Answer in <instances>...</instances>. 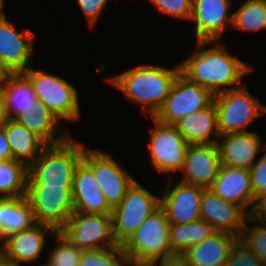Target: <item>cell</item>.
<instances>
[{"mask_svg": "<svg viewBox=\"0 0 266 266\" xmlns=\"http://www.w3.org/2000/svg\"><path fill=\"white\" fill-rule=\"evenodd\" d=\"M215 42L196 41V52L180 63L181 73L185 77L214 95L241 87V79L253 69L228 53L222 44L206 47Z\"/></svg>", "mask_w": 266, "mask_h": 266, "instance_id": "1", "label": "cell"}, {"mask_svg": "<svg viewBox=\"0 0 266 266\" xmlns=\"http://www.w3.org/2000/svg\"><path fill=\"white\" fill-rule=\"evenodd\" d=\"M180 72V64L174 69L143 64L105 80L123 92L127 100L148 111L152 118L168 97Z\"/></svg>", "mask_w": 266, "mask_h": 266, "instance_id": "2", "label": "cell"}, {"mask_svg": "<svg viewBox=\"0 0 266 266\" xmlns=\"http://www.w3.org/2000/svg\"><path fill=\"white\" fill-rule=\"evenodd\" d=\"M85 148L70 137L62 143L47 145L28 166L27 186H72Z\"/></svg>", "mask_w": 266, "mask_h": 266, "instance_id": "3", "label": "cell"}, {"mask_svg": "<svg viewBox=\"0 0 266 266\" xmlns=\"http://www.w3.org/2000/svg\"><path fill=\"white\" fill-rule=\"evenodd\" d=\"M170 223L160 207L122 245L126 261L149 266L176 257L170 245Z\"/></svg>", "mask_w": 266, "mask_h": 266, "instance_id": "4", "label": "cell"}, {"mask_svg": "<svg viewBox=\"0 0 266 266\" xmlns=\"http://www.w3.org/2000/svg\"><path fill=\"white\" fill-rule=\"evenodd\" d=\"M217 126L220 135L246 130L254 120L266 114V105L253 96L246 85L215 94Z\"/></svg>", "mask_w": 266, "mask_h": 266, "instance_id": "5", "label": "cell"}, {"mask_svg": "<svg viewBox=\"0 0 266 266\" xmlns=\"http://www.w3.org/2000/svg\"><path fill=\"white\" fill-rule=\"evenodd\" d=\"M159 208L160 196L149 192L135 180L121 203L112 209V231L116 243L122 246Z\"/></svg>", "mask_w": 266, "mask_h": 266, "instance_id": "6", "label": "cell"}, {"mask_svg": "<svg viewBox=\"0 0 266 266\" xmlns=\"http://www.w3.org/2000/svg\"><path fill=\"white\" fill-rule=\"evenodd\" d=\"M23 74L30 80L37 98L61 121L80 119L78 90L60 76L29 68Z\"/></svg>", "mask_w": 266, "mask_h": 266, "instance_id": "7", "label": "cell"}, {"mask_svg": "<svg viewBox=\"0 0 266 266\" xmlns=\"http://www.w3.org/2000/svg\"><path fill=\"white\" fill-rule=\"evenodd\" d=\"M26 198L38 224L59 232L74 212L72 186H27Z\"/></svg>", "mask_w": 266, "mask_h": 266, "instance_id": "8", "label": "cell"}, {"mask_svg": "<svg viewBox=\"0 0 266 266\" xmlns=\"http://www.w3.org/2000/svg\"><path fill=\"white\" fill-rule=\"evenodd\" d=\"M214 96L210 90L190 81L180 72L168 97L153 118L164 124H173L182 117L209 107Z\"/></svg>", "mask_w": 266, "mask_h": 266, "instance_id": "9", "label": "cell"}, {"mask_svg": "<svg viewBox=\"0 0 266 266\" xmlns=\"http://www.w3.org/2000/svg\"><path fill=\"white\" fill-rule=\"evenodd\" d=\"M71 244L83 250L116 246L111 214L76 212L59 231Z\"/></svg>", "mask_w": 266, "mask_h": 266, "instance_id": "10", "label": "cell"}, {"mask_svg": "<svg viewBox=\"0 0 266 266\" xmlns=\"http://www.w3.org/2000/svg\"><path fill=\"white\" fill-rule=\"evenodd\" d=\"M152 119L154 127L150 128L148 147L154 169L163 174L181 171L189 143L172 124Z\"/></svg>", "mask_w": 266, "mask_h": 266, "instance_id": "11", "label": "cell"}, {"mask_svg": "<svg viewBox=\"0 0 266 266\" xmlns=\"http://www.w3.org/2000/svg\"><path fill=\"white\" fill-rule=\"evenodd\" d=\"M83 161L93 170L99 189L111 209L118 206L136 180L107 152L85 148Z\"/></svg>", "mask_w": 266, "mask_h": 266, "instance_id": "12", "label": "cell"}, {"mask_svg": "<svg viewBox=\"0 0 266 266\" xmlns=\"http://www.w3.org/2000/svg\"><path fill=\"white\" fill-rule=\"evenodd\" d=\"M34 37L32 30L20 32L5 16L0 18V68L4 73H23L30 68Z\"/></svg>", "mask_w": 266, "mask_h": 266, "instance_id": "13", "label": "cell"}, {"mask_svg": "<svg viewBox=\"0 0 266 266\" xmlns=\"http://www.w3.org/2000/svg\"><path fill=\"white\" fill-rule=\"evenodd\" d=\"M169 182L160 197V207L165 211L170 224H185L201 219L200 201L203 193L202 187L186 184L179 181Z\"/></svg>", "mask_w": 266, "mask_h": 266, "instance_id": "14", "label": "cell"}, {"mask_svg": "<svg viewBox=\"0 0 266 266\" xmlns=\"http://www.w3.org/2000/svg\"><path fill=\"white\" fill-rule=\"evenodd\" d=\"M230 2V0H192L189 22H195L197 41L221 40L223 32L233 25Z\"/></svg>", "mask_w": 266, "mask_h": 266, "instance_id": "15", "label": "cell"}, {"mask_svg": "<svg viewBox=\"0 0 266 266\" xmlns=\"http://www.w3.org/2000/svg\"><path fill=\"white\" fill-rule=\"evenodd\" d=\"M201 219L217 232L239 237L249 214L239 205L220 198L212 190L203 189L200 201Z\"/></svg>", "mask_w": 266, "mask_h": 266, "instance_id": "16", "label": "cell"}, {"mask_svg": "<svg viewBox=\"0 0 266 266\" xmlns=\"http://www.w3.org/2000/svg\"><path fill=\"white\" fill-rule=\"evenodd\" d=\"M221 166L217 144H189L181 182L208 189Z\"/></svg>", "mask_w": 266, "mask_h": 266, "instance_id": "17", "label": "cell"}, {"mask_svg": "<svg viewBox=\"0 0 266 266\" xmlns=\"http://www.w3.org/2000/svg\"><path fill=\"white\" fill-rule=\"evenodd\" d=\"M264 144L255 131L220 135L217 147L221 165L249 170L259 159V152L266 150Z\"/></svg>", "mask_w": 266, "mask_h": 266, "instance_id": "18", "label": "cell"}, {"mask_svg": "<svg viewBox=\"0 0 266 266\" xmlns=\"http://www.w3.org/2000/svg\"><path fill=\"white\" fill-rule=\"evenodd\" d=\"M57 231L44 224H34L27 230L14 233L3 240L4 259L17 266L39 259L45 246L46 233Z\"/></svg>", "mask_w": 266, "mask_h": 266, "instance_id": "19", "label": "cell"}, {"mask_svg": "<svg viewBox=\"0 0 266 266\" xmlns=\"http://www.w3.org/2000/svg\"><path fill=\"white\" fill-rule=\"evenodd\" d=\"M209 189L220 198L241 206L250 215L256 199L251 188L249 170L221 165Z\"/></svg>", "mask_w": 266, "mask_h": 266, "instance_id": "20", "label": "cell"}, {"mask_svg": "<svg viewBox=\"0 0 266 266\" xmlns=\"http://www.w3.org/2000/svg\"><path fill=\"white\" fill-rule=\"evenodd\" d=\"M74 211L94 214H111L112 209L99 189L93 170L82 160L72 185Z\"/></svg>", "mask_w": 266, "mask_h": 266, "instance_id": "21", "label": "cell"}, {"mask_svg": "<svg viewBox=\"0 0 266 266\" xmlns=\"http://www.w3.org/2000/svg\"><path fill=\"white\" fill-rule=\"evenodd\" d=\"M38 136L46 145H56L66 141L69 133L64 132L55 138L56 132L61 129L60 121L38 98L34 103L23 109L15 119Z\"/></svg>", "mask_w": 266, "mask_h": 266, "instance_id": "22", "label": "cell"}, {"mask_svg": "<svg viewBox=\"0 0 266 266\" xmlns=\"http://www.w3.org/2000/svg\"><path fill=\"white\" fill-rule=\"evenodd\" d=\"M239 237L224 232H215L210 237L191 246L181 257L189 266H214L228 260Z\"/></svg>", "mask_w": 266, "mask_h": 266, "instance_id": "23", "label": "cell"}, {"mask_svg": "<svg viewBox=\"0 0 266 266\" xmlns=\"http://www.w3.org/2000/svg\"><path fill=\"white\" fill-rule=\"evenodd\" d=\"M172 125L189 144H217V138L220 137L214 103L205 109L178 119ZM212 134L217 138H212Z\"/></svg>", "mask_w": 266, "mask_h": 266, "instance_id": "24", "label": "cell"}, {"mask_svg": "<svg viewBox=\"0 0 266 266\" xmlns=\"http://www.w3.org/2000/svg\"><path fill=\"white\" fill-rule=\"evenodd\" d=\"M0 96L8 119H16L37 98L30 80L23 73H5L0 83Z\"/></svg>", "mask_w": 266, "mask_h": 266, "instance_id": "25", "label": "cell"}, {"mask_svg": "<svg viewBox=\"0 0 266 266\" xmlns=\"http://www.w3.org/2000/svg\"><path fill=\"white\" fill-rule=\"evenodd\" d=\"M13 159L32 164L47 146L38 136L15 119H8L4 126Z\"/></svg>", "mask_w": 266, "mask_h": 266, "instance_id": "26", "label": "cell"}, {"mask_svg": "<svg viewBox=\"0 0 266 266\" xmlns=\"http://www.w3.org/2000/svg\"><path fill=\"white\" fill-rule=\"evenodd\" d=\"M36 224L26 197L0 198V240Z\"/></svg>", "mask_w": 266, "mask_h": 266, "instance_id": "27", "label": "cell"}, {"mask_svg": "<svg viewBox=\"0 0 266 266\" xmlns=\"http://www.w3.org/2000/svg\"><path fill=\"white\" fill-rule=\"evenodd\" d=\"M215 232L213 226L203 219L185 224H170L169 238L173 253L181 256L191 246Z\"/></svg>", "mask_w": 266, "mask_h": 266, "instance_id": "28", "label": "cell"}, {"mask_svg": "<svg viewBox=\"0 0 266 266\" xmlns=\"http://www.w3.org/2000/svg\"><path fill=\"white\" fill-rule=\"evenodd\" d=\"M28 166L14 159L0 162V198L26 197Z\"/></svg>", "mask_w": 266, "mask_h": 266, "instance_id": "29", "label": "cell"}, {"mask_svg": "<svg viewBox=\"0 0 266 266\" xmlns=\"http://www.w3.org/2000/svg\"><path fill=\"white\" fill-rule=\"evenodd\" d=\"M233 12L236 30L256 32L266 29V0H246Z\"/></svg>", "mask_w": 266, "mask_h": 266, "instance_id": "30", "label": "cell"}, {"mask_svg": "<svg viewBox=\"0 0 266 266\" xmlns=\"http://www.w3.org/2000/svg\"><path fill=\"white\" fill-rule=\"evenodd\" d=\"M256 221L260 224L254 225ZM248 223H253V226L249 228ZM239 241L255 253L263 263H266V220L256 219L249 215Z\"/></svg>", "mask_w": 266, "mask_h": 266, "instance_id": "31", "label": "cell"}, {"mask_svg": "<svg viewBox=\"0 0 266 266\" xmlns=\"http://www.w3.org/2000/svg\"><path fill=\"white\" fill-rule=\"evenodd\" d=\"M56 246L43 266H79L83 249L71 244L60 232L55 234Z\"/></svg>", "mask_w": 266, "mask_h": 266, "instance_id": "32", "label": "cell"}, {"mask_svg": "<svg viewBox=\"0 0 266 266\" xmlns=\"http://www.w3.org/2000/svg\"><path fill=\"white\" fill-rule=\"evenodd\" d=\"M126 261L121 245L109 248L83 250L79 266H121Z\"/></svg>", "mask_w": 266, "mask_h": 266, "instance_id": "33", "label": "cell"}, {"mask_svg": "<svg viewBox=\"0 0 266 266\" xmlns=\"http://www.w3.org/2000/svg\"><path fill=\"white\" fill-rule=\"evenodd\" d=\"M155 7L177 19H183L189 21L192 13V0H148Z\"/></svg>", "mask_w": 266, "mask_h": 266, "instance_id": "34", "label": "cell"}, {"mask_svg": "<svg viewBox=\"0 0 266 266\" xmlns=\"http://www.w3.org/2000/svg\"><path fill=\"white\" fill-rule=\"evenodd\" d=\"M226 266H264V263L238 240L230 252Z\"/></svg>", "mask_w": 266, "mask_h": 266, "instance_id": "35", "label": "cell"}, {"mask_svg": "<svg viewBox=\"0 0 266 266\" xmlns=\"http://www.w3.org/2000/svg\"><path fill=\"white\" fill-rule=\"evenodd\" d=\"M251 188L255 199L266 192V150L250 168Z\"/></svg>", "mask_w": 266, "mask_h": 266, "instance_id": "36", "label": "cell"}, {"mask_svg": "<svg viewBox=\"0 0 266 266\" xmlns=\"http://www.w3.org/2000/svg\"><path fill=\"white\" fill-rule=\"evenodd\" d=\"M90 28L95 27L97 20L107 5L108 0H77Z\"/></svg>", "mask_w": 266, "mask_h": 266, "instance_id": "37", "label": "cell"}, {"mask_svg": "<svg viewBox=\"0 0 266 266\" xmlns=\"http://www.w3.org/2000/svg\"><path fill=\"white\" fill-rule=\"evenodd\" d=\"M250 216L256 219L266 220V192L256 198Z\"/></svg>", "mask_w": 266, "mask_h": 266, "instance_id": "38", "label": "cell"}, {"mask_svg": "<svg viewBox=\"0 0 266 266\" xmlns=\"http://www.w3.org/2000/svg\"><path fill=\"white\" fill-rule=\"evenodd\" d=\"M13 159L7 136L3 128H0V162Z\"/></svg>", "mask_w": 266, "mask_h": 266, "instance_id": "39", "label": "cell"}, {"mask_svg": "<svg viewBox=\"0 0 266 266\" xmlns=\"http://www.w3.org/2000/svg\"><path fill=\"white\" fill-rule=\"evenodd\" d=\"M149 266H189V265L181 256H176L169 259L158 260L150 264Z\"/></svg>", "mask_w": 266, "mask_h": 266, "instance_id": "40", "label": "cell"}, {"mask_svg": "<svg viewBox=\"0 0 266 266\" xmlns=\"http://www.w3.org/2000/svg\"><path fill=\"white\" fill-rule=\"evenodd\" d=\"M8 121L6 110L4 107V102L0 96V128H3Z\"/></svg>", "mask_w": 266, "mask_h": 266, "instance_id": "41", "label": "cell"}, {"mask_svg": "<svg viewBox=\"0 0 266 266\" xmlns=\"http://www.w3.org/2000/svg\"><path fill=\"white\" fill-rule=\"evenodd\" d=\"M121 266H147V265L125 261Z\"/></svg>", "mask_w": 266, "mask_h": 266, "instance_id": "42", "label": "cell"}, {"mask_svg": "<svg viewBox=\"0 0 266 266\" xmlns=\"http://www.w3.org/2000/svg\"><path fill=\"white\" fill-rule=\"evenodd\" d=\"M4 2H5V0H0V18L6 16V15L4 14V11H3Z\"/></svg>", "mask_w": 266, "mask_h": 266, "instance_id": "43", "label": "cell"}, {"mask_svg": "<svg viewBox=\"0 0 266 266\" xmlns=\"http://www.w3.org/2000/svg\"><path fill=\"white\" fill-rule=\"evenodd\" d=\"M0 266H17V265H15L14 263L8 262L7 260L3 259L0 262Z\"/></svg>", "mask_w": 266, "mask_h": 266, "instance_id": "44", "label": "cell"}, {"mask_svg": "<svg viewBox=\"0 0 266 266\" xmlns=\"http://www.w3.org/2000/svg\"><path fill=\"white\" fill-rule=\"evenodd\" d=\"M0 245H1V247H0V262L4 259V251H3V241L2 240H0Z\"/></svg>", "mask_w": 266, "mask_h": 266, "instance_id": "45", "label": "cell"}, {"mask_svg": "<svg viewBox=\"0 0 266 266\" xmlns=\"http://www.w3.org/2000/svg\"><path fill=\"white\" fill-rule=\"evenodd\" d=\"M4 74V71L0 68V81H2Z\"/></svg>", "mask_w": 266, "mask_h": 266, "instance_id": "46", "label": "cell"}, {"mask_svg": "<svg viewBox=\"0 0 266 266\" xmlns=\"http://www.w3.org/2000/svg\"><path fill=\"white\" fill-rule=\"evenodd\" d=\"M214 266H226V262L218 263V264H216V265H214Z\"/></svg>", "mask_w": 266, "mask_h": 266, "instance_id": "47", "label": "cell"}]
</instances>
